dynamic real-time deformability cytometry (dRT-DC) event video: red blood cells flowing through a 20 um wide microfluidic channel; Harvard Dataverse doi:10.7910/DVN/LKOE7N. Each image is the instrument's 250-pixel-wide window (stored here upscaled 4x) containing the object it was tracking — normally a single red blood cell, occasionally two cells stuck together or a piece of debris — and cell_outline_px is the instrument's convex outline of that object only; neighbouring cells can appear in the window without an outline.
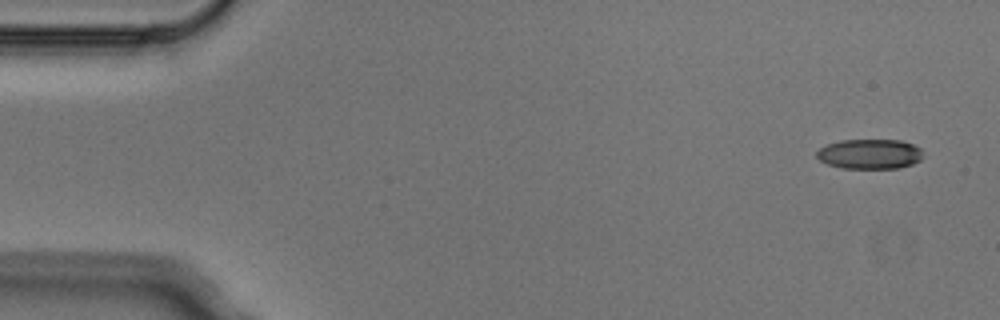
{"species": "Egyptian fruit bat (a non-hibernating species)", "species_latin": "Rousettus aegyptiacus", "temperature_condition": "cold", "stored_images_in_passage": 2, "segment_of_instrument_passage": [2, 2], "camera_frame_rate_fps": 3000, "um_per_image_px": 0.085, "animal": {"sex": "male"}, "frame": {"image": 1, "passage_image": 2, "time_ms": 0.333, "image_size_px": [1000, 320], "cell_outline_px": [[920, 160], [912, 164], [900, 168], [840, 168], [828, 164], [820, 160], [816, 156], [816, 152], [820, 148], [828, 144], [840, 140], [900, 140], [912, 144], [920, 148]], "centroid_in_image_um": [73.89, 13.09], "position_along_channel_um": 11.1, "area_um2": 18.38}}